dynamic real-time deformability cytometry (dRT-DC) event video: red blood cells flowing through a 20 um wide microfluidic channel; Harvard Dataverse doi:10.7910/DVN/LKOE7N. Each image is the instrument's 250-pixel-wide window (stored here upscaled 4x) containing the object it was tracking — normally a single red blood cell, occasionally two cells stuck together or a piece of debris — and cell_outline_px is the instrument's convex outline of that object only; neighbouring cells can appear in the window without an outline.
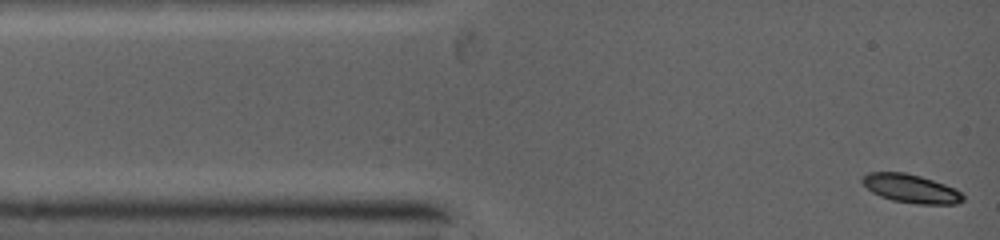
{"species": "common noctule bat (a hibernating species)", "species_latin": "Nyctalus noctula", "temperature_condition": "warm", "stored_images_in_passage": 28, "camera_frame_rate_fps": 5000, "um_per_image_px": 0.085, "animal": {"sex": "female", "body_mass_g": 19.0, "forearm_length_mm": 53.3}, "frame": {"image": 1, "passage_image": 1, "time_ms": 0.0, "image_size_px": [1000, 240], "cell_outline_px": [[964, 200], [956, 204], [916, 204], [892, 200], [880, 196], [872, 192], [860, 180], [868, 172], [904, 172], [920, 176], [944, 184], [960, 192], [964, 196]], "centroid_in_image_um": [77.41, 16.03], "position_along_channel_um": 7.6, "area_um2": 16.59}}
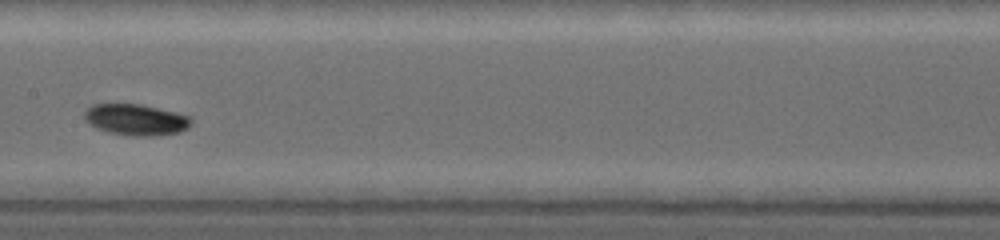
{"frame": {"image": 2, "passage_image": 13, "time_ms": 5.6, "image_size_px": [1000, 240], "cell_outline_px": [[192, 120], [180, 132], [152, 136], [136, 136], [112, 132], [100, 128], [92, 124], [84, 116], [84, 112], [88, 108], [96, 104], [136, 104], [172, 112], [188, 116]], "centroid_in_image_um": [11.54, 10.17], "position_along_channel_um": 195.9, "area_um2": 18.44}}
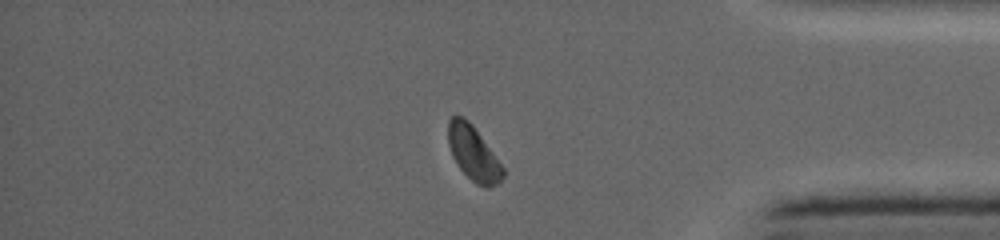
{"frame": {"image": 3, "passage_image": 24, "time_ms": 10.6, "image_size_px": [1000, 240], "cell_outline_px": [[504, 176], [496, 184], [488, 188], [476, 184], [456, 164], [452, 156], [448, 144], [448, 120], [452, 116], [464, 116], [472, 124], [504, 168]], "centroid_in_image_um": [40.21, 13.02], "position_along_channel_um": 395.0, "area_um2": 17.22}}